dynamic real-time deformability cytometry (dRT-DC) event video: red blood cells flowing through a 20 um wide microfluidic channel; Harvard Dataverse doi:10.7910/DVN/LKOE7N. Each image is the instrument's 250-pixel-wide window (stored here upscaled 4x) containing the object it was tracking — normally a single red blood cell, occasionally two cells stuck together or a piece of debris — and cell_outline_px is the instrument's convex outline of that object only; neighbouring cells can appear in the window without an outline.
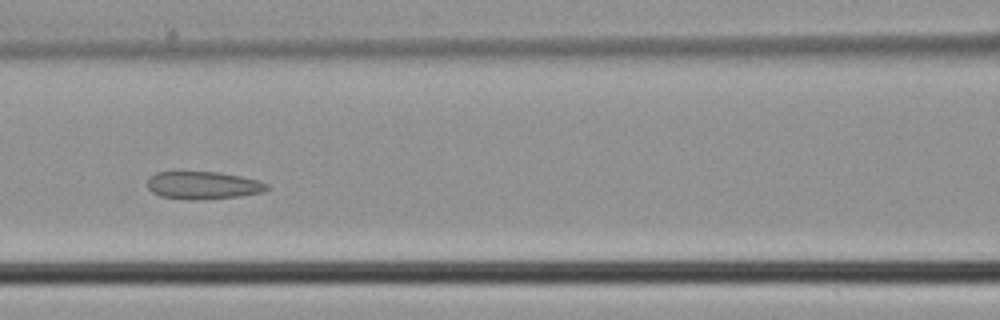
{"species": "common noctule bat (a hibernating species)", "species_latin": "Nyctalus noctula", "temperature_condition": "cold", "stored_images_in_passage": 40, "camera_frame_rate_fps": 3000, "um_per_image_px": 0.085, "animal": {"sex": "male", "body_mass_g": 21.5, "forearm_length_mm": 52.0}, "frame": {"image": 1, "passage_image": 14, "time_ms": 4.333, "image_size_px": [1000, 320], "cell_outline_px": [[268, 188], [264, 192], [240, 196], [196, 200], [192, 200], [160, 196], [152, 192], [148, 188], [148, 180], [156, 172], [220, 172], [260, 180], [268, 184]], "centroid_in_image_um": [17.3, 15.75], "position_along_channel_um": 149.3, "area_um2": 19.25}}
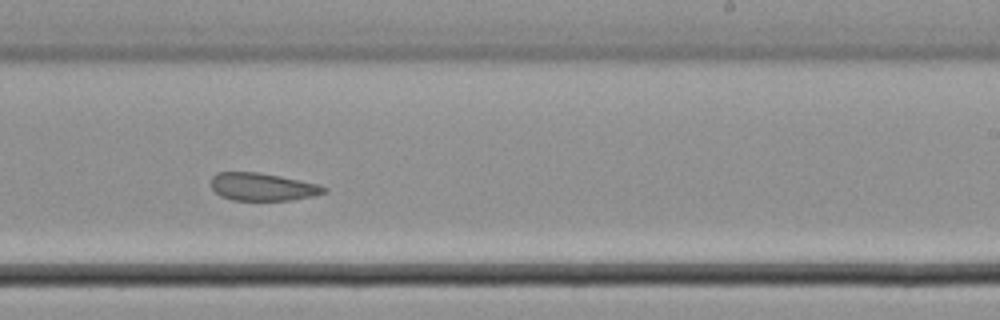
{"frame": {"image": 2, "passage_image": 22, "time_ms": 7.0, "image_size_px": [1000, 320], "cell_outline_px": [[328, 192], [312, 196], [292, 200], [232, 200], [220, 196], [212, 188], [212, 176], [216, 172], [256, 172], [280, 176], [316, 184], [328, 188]], "centroid_in_image_um": [22.31, 15.88], "position_along_channel_um": 266.7, "area_um2": 18.15}}
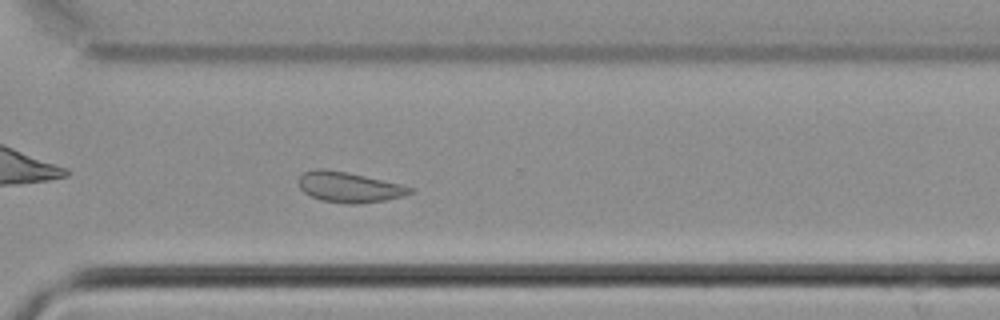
{"frame": {"image": 3, "passage_image": 27, "time_ms": 8.667, "image_size_px": [1000, 320], "cell_outline_px": [[412, 192], [404, 196], [384, 200], [356, 204], [348, 204], [320, 200], [304, 192], [300, 188], [300, 176], [304, 172], [316, 168], [320, 168], [344, 172], [364, 176], [400, 184], [412, 188]], "centroid_in_image_um": [29.65, 15.92], "position_along_channel_um": 340.9, "area_um2": 19.31}}